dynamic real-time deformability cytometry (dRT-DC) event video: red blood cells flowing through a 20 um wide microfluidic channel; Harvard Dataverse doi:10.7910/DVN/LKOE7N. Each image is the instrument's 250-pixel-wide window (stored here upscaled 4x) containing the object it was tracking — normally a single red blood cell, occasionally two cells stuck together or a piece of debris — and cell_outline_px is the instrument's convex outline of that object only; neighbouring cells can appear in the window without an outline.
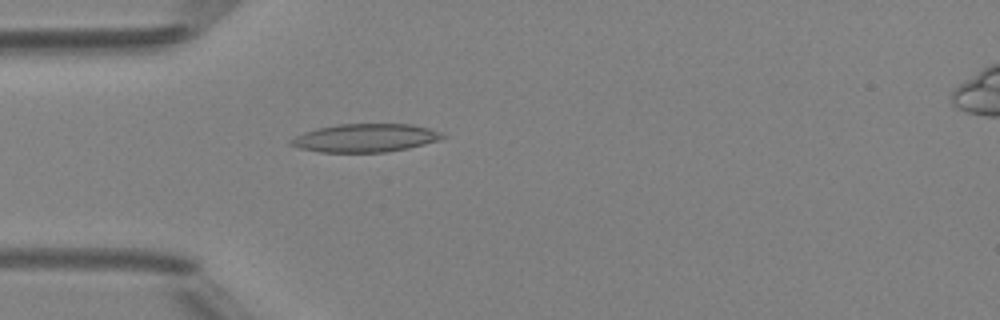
{"species": "Egyptian fruit bat (a non-hibernating species)", "species_latin": "Rousettus aegyptiacus", "temperature_condition": "room temperature", "stored_images_in_passage": 48, "camera_frame_rate_fps": 3000, "um_per_image_px": 0.085, "animal": {"sex": "female"}, "frame": {"image": 1, "passage_image": 14, "time_ms": 4.333, "image_size_px": [1000, 320], "cell_outline_px": [[448, 136], [424, 144], [408, 148], [384, 152], [320, 152], [300, 148], [288, 144], [288, 140], [304, 132], [316, 128], [336, 124], [412, 124], [428, 128], [440, 132]], "centroid_in_image_um": [31.01, 11.72], "position_along_channel_um": 54.0, "area_um2": 24.91}}
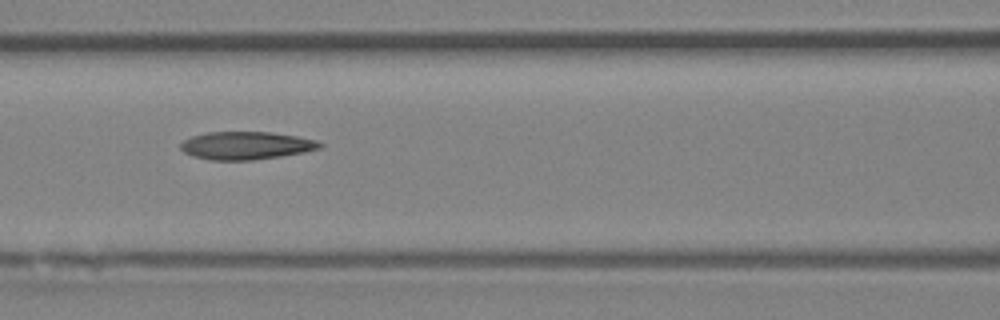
{"frame": {"image": 2, "passage_image": 21, "time_ms": 6.667, "image_size_px": [1000, 320], "cell_outline_px": [[324, 144], [320, 148], [304, 152], [280, 156], [252, 160], [212, 160], [196, 156], [184, 152], [180, 148], [180, 144], [184, 140], [192, 136], [208, 132], [272, 132], [296, 136], [316, 140]], "centroid_in_image_um": [20.93, 12.36], "position_along_channel_um": 145.7, "area_um2": 22.43}}
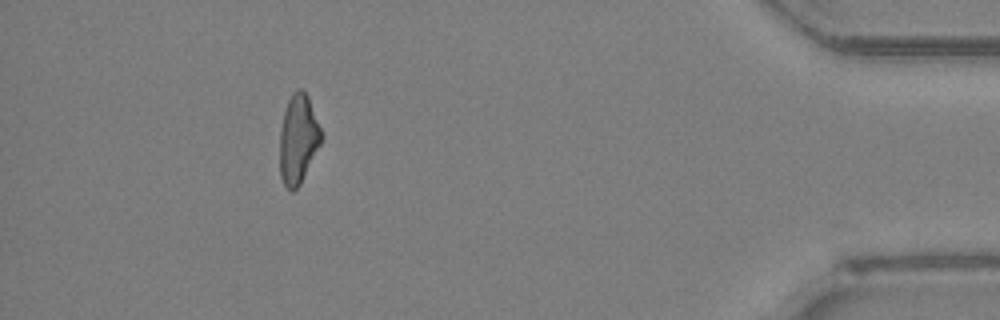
{"frame": {"image": 3, "passage_image": 44, "time_ms": 14.333, "image_size_px": [1000, 320], "cell_outline_px": [[324, 136], [300, 184], [292, 192], [284, 184], [280, 176], [280, 128], [284, 112], [288, 100], [292, 92], [296, 88], [304, 88], [308, 96], [324, 132]], "centroid_in_image_um": [25.37, 11.76], "position_along_channel_um": 409.8, "area_um2": 21.85}, "authors_computed_cell_mechanics": {"area_um2": 22.6287, "velocity_mm_per_s": 4.2164, "shape_relaxation_time_tau1_ms": null, "shape_relaxation_time_tau2_ms": 5.6606, "deformation_change_tau1": null, "deformation_change_tau2": 0.183}}